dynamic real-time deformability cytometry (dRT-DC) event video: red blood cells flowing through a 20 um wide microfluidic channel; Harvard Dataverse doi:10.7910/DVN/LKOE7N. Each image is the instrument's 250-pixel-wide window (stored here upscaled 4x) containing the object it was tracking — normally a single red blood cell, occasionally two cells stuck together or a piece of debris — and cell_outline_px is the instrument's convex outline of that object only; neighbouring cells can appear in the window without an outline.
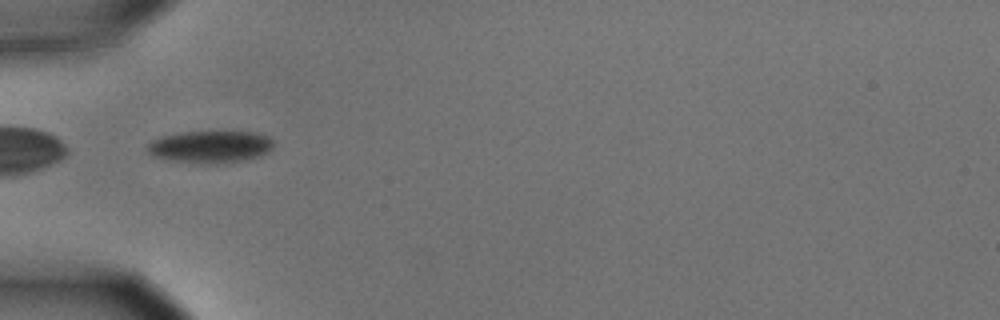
{"species": "common noctule bat (a hibernating species)", "species_latin": "Nyctalus noctula", "temperature_condition": "cold", "stored_images_in_passage": 55, "camera_frame_rate_fps": 3000, "um_per_image_px": 0.085, "animal": {"sex": "male", "body_mass_g": 15.6}, "frame": {"image": 1, "passage_image": 18, "time_ms": 5.667, "image_size_px": [1000, 320], "cell_outline_px": [[272, 148], [268, 152], [260, 156], [248, 160], [216, 164], [196, 164], [168, 160], [152, 156], [144, 148], [152, 140], [164, 136], [180, 132], [252, 132], [268, 136], [272, 140]], "centroid_in_image_um": [17.84, 12.5], "position_along_channel_um": 67.2, "area_um2": 23.99}}
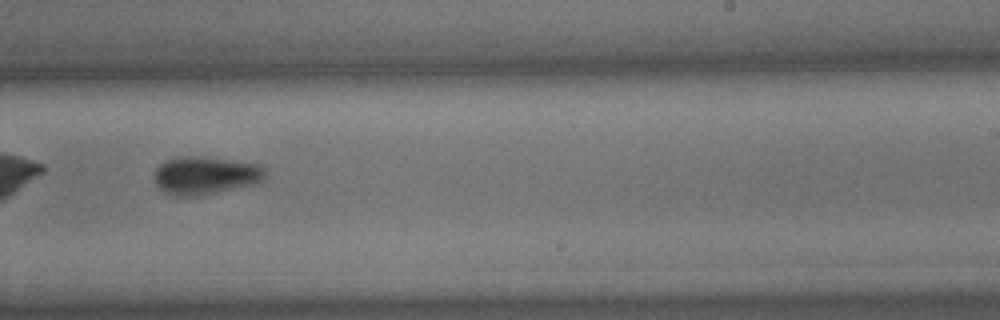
{"frame": {"image": 2, "passage_image": 35, "time_ms": 11.333, "image_size_px": [1000, 320], "cell_outline_px": [[264, 180], [252, 184], [216, 192], [196, 196], [176, 196], [164, 192], [156, 184], [152, 176], [156, 168], [164, 160], [180, 156], [200, 156], [260, 164], [264, 168]], "centroid_in_image_um": [17.4, 14.9], "position_along_channel_um": 271.6, "area_um2": 24.51}}
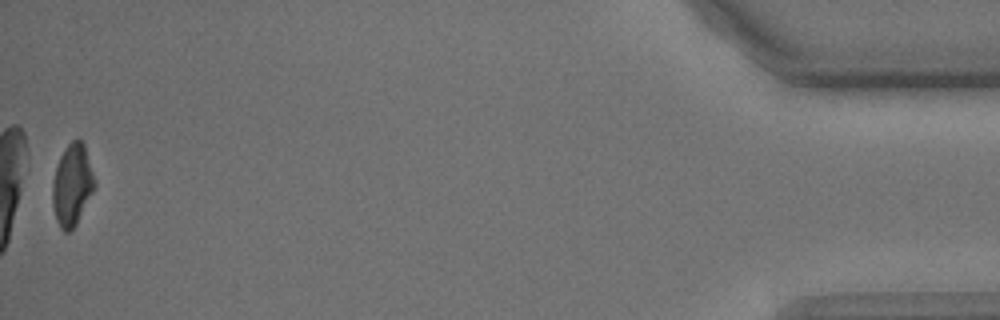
{"frame": {"image": 3, "passage_image": 55, "time_ms": 18.0, "image_size_px": [1000, 320], "cell_outline_px": [[96, 188], [76, 224], [68, 232], [64, 232], [60, 228], [56, 220], [52, 204], [52, 184], [56, 168], [60, 156], [64, 148], [72, 140], [80, 140], [84, 144], [96, 180]], "centroid_in_image_um": [6.15, 15.73], "position_along_channel_um": 429.1, "area_um2": 20.17}, "authors_computed_cell_mechanics": {"area_um2": 24.6806, "velocity_mm_per_s": 3.624, "shape_relaxation_time_tau1_ms": 2.2775, "shape_relaxation_time_tau2_ms": null, "deformation_change_tau1": 0.1037, "deformation_change_tau2": null}}